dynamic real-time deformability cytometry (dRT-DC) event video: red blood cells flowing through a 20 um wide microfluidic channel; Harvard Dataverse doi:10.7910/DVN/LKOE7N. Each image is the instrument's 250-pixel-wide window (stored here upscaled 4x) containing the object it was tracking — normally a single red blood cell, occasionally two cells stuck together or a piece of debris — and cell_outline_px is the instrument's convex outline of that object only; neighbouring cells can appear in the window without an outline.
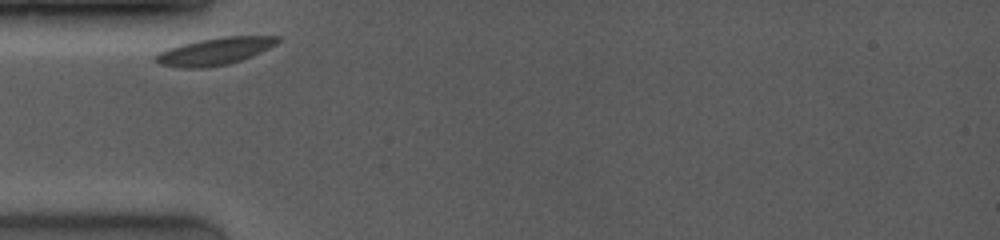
{"species": "common noctule bat (a hibernating species)", "species_latin": "Nyctalus noctula", "temperature_condition": "room temperature", "stored_images_in_passage": 45, "camera_frame_rate_fps": 4000, "um_per_image_px": 0.085, "animal": {"sex": "female", "body_mass_g": 19.0, "forearm_length_mm": 53.3}, "frame": {"image": 1, "passage_image": 1, "time_ms": 0.0, "image_size_px": [1000, 240], "cell_outline_px": [[280, 40], [276, 44], [252, 56], [228, 64], [204, 68], [180, 68], [160, 64], [156, 60], [156, 56], [160, 52], [168, 48], [180, 44], [220, 36], [280, 36]], "centroid_in_image_um": [18.27, 4.35], "position_along_channel_um": 66.7, "area_um2": 19.25}}
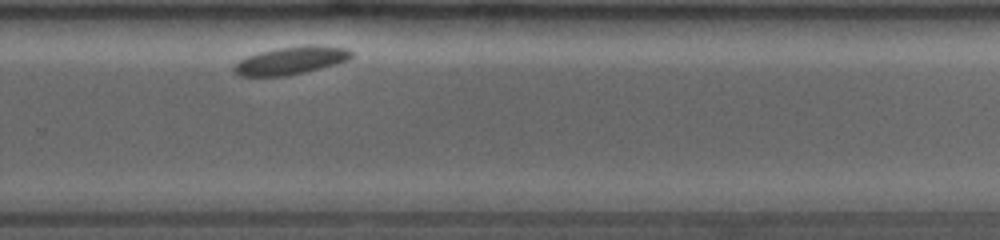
{"frame": {"image": 2, "passage_image": 30, "time_ms": 6.75, "image_size_px": [1000, 240], "cell_outline_px": [[352, 56], [348, 60], [336, 64], [288, 76], [240, 76], [232, 68], [240, 60], [248, 56], [260, 52], [276, 48], [348, 48], [352, 52]], "centroid_in_image_um": [24.66, 5.2], "position_along_channel_um": 305.1, "area_um2": 17.92}}
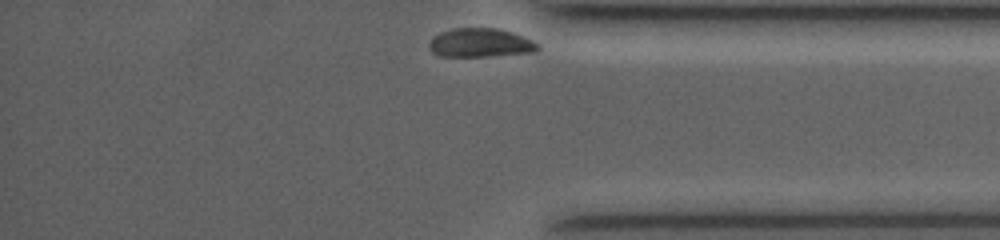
{"frame": {"image": 3, "passage_image": 45, "time_ms": 9.25, "image_size_px": [1000, 240], "cell_outline_px": [[540, 48], [536, 52], [484, 56], [440, 56], [432, 52], [428, 44], [432, 36], [440, 32], [452, 28], [496, 28], [512, 32], [524, 36], [540, 44]], "centroid_in_image_um": [40.84, 3.63], "position_along_channel_um": 394.4, "area_um2": 18.38}}